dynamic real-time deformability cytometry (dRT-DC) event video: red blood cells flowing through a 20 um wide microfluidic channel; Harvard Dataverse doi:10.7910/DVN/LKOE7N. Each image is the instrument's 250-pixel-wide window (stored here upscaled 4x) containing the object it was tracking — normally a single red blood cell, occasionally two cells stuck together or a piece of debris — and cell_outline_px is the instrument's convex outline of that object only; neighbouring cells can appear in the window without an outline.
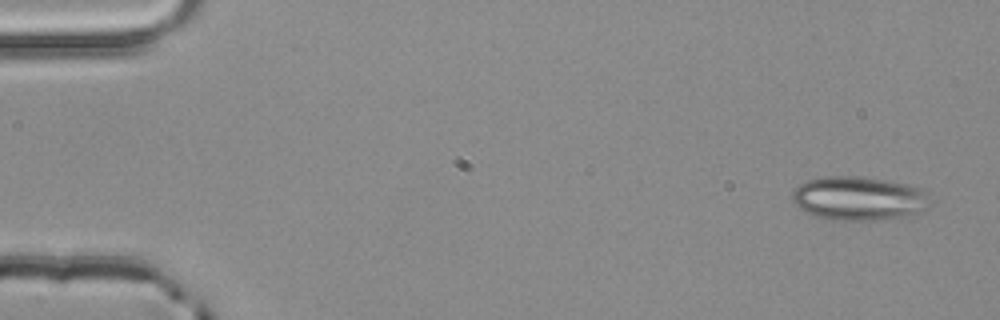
{"species": "common noctule bat (a hibernating species)", "species_latin": "Nyctalus noctula", "temperature_condition": "room temperature", "stored_images_in_passage": 4, "camera_frame_rate_fps": 3000, "um_per_image_px": 0.085, "animal": {"sex": "male", "body_mass_g": 20.4}, "frame": {"image": 1, "passage_image": 1, "time_ms": 0.0, "image_size_px": [1000, 320], "cell_outline_px": [[936, 200], [928, 208], [912, 216], [876, 220], [832, 220], [812, 216], [804, 212], [792, 200], [792, 192], [800, 184], [808, 180], [824, 176], [856, 176], [884, 180], [908, 184], [924, 188]], "centroid_in_image_um": [73.1, 16.88], "position_along_channel_um": 11.9, "area_um2": 36.13}}